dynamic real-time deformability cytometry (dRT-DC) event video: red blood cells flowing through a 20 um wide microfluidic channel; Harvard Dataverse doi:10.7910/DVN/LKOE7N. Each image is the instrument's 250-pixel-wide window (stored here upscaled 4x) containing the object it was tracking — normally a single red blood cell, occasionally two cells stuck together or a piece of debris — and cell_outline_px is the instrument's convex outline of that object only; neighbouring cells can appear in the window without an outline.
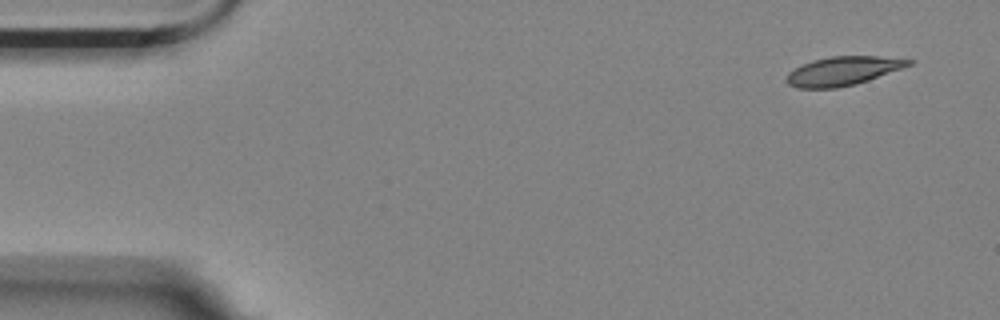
{"species": "Egyptian fruit bat (a non-hibernating species)", "species_latin": "Rousettus aegyptiacus", "temperature_condition": "room temperature", "stored_images_in_passage": 5, "camera_frame_rate_fps": 3000, "um_per_image_px": 0.085, "animal": {"sex": "female"}, "frame": {"image": 1, "passage_image": 1, "time_ms": 0.0, "image_size_px": [1000, 320], "cell_outline_px": [[916, 60], [912, 64], [904, 68], [856, 84], [836, 88], [796, 88], [788, 84], [784, 80], [784, 76], [788, 72], [812, 60], [832, 56], [876, 56]], "centroid_in_image_um": [71.64, 6.04], "position_along_channel_um": 13.4, "area_um2": 20.63}}
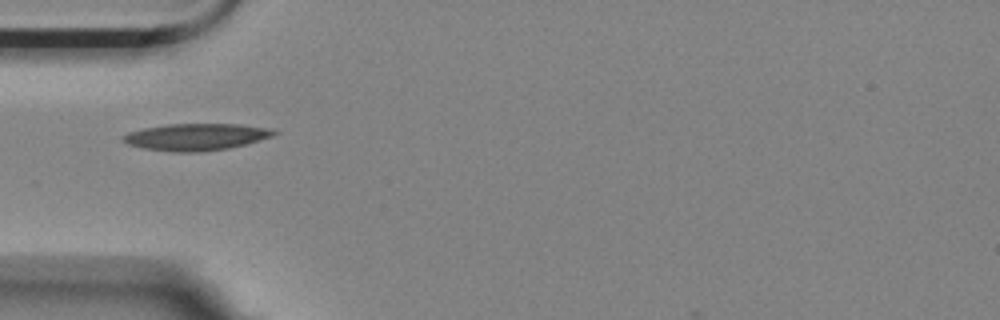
{"frame": {"image": 2, "passage_image": 5, "time_ms": 1.333, "image_size_px": [1000, 320], "cell_outline_px": [[280, 132], [272, 136], [248, 144], [228, 148], [200, 152], [172, 152], [144, 148], [128, 144], [120, 140], [120, 136], [128, 132], [144, 128], [168, 124], [240, 124], [268, 128]], "centroid_in_image_um": [16.65, 11.64], "position_along_channel_um": 68.3, "area_um2": 23.76}}